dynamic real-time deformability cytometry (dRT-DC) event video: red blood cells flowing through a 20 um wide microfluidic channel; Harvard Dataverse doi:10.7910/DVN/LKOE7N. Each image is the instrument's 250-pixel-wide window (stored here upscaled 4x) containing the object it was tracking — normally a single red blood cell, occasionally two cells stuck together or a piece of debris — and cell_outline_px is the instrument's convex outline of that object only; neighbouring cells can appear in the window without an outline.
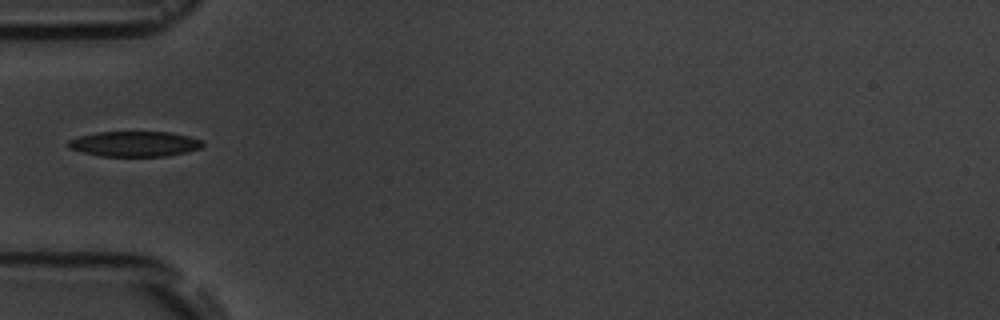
{"species": "common noctule bat (a hibernating species)", "species_latin": "Nyctalus noctula", "temperature_condition": "room temperature", "stored_images_in_passage": 6, "camera_frame_rate_fps": 3000, "um_per_image_px": 0.085, "animal": {"sex": "male", "body_mass_g": 19.5, "forearm_length_mm": 54.6}, "frame": {"image": 1, "passage_image": 1, "time_ms": 0.0, "image_size_px": [1000, 320], "cell_outline_px": [[204, 144], [200, 148], [168, 156], [100, 156], [68, 148], [68, 140], [80, 136], [96, 132], [172, 132], [188, 136], [200, 140]], "centroid_in_image_um": [11.42, 12.23], "position_along_channel_um": 73.6, "area_um2": 19.65}}
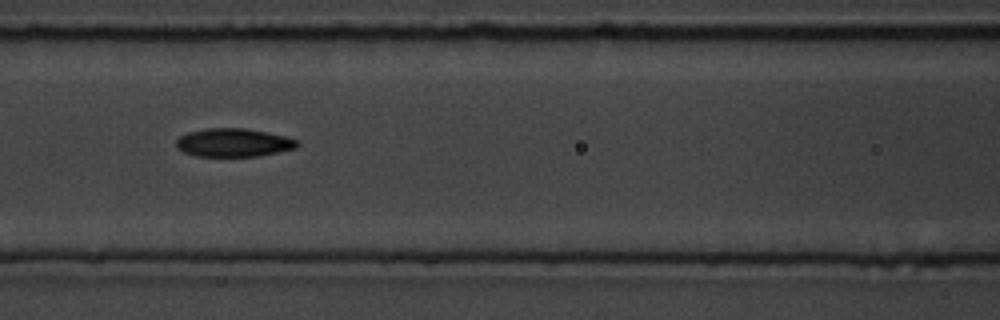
{"frame": {"image": 2, "passage_image": 3, "time_ms": 2.0, "image_size_px": [1000, 320], "cell_outline_px": [[300, 144], [296, 148], [256, 156], [196, 156], [184, 152], [176, 148], [176, 140], [180, 136], [188, 132], [208, 128], [244, 128], [284, 136], [296, 140]], "centroid_in_image_um": [19.81, 12.12], "position_along_channel_um": 146.8, "area_um2": 19.77}}
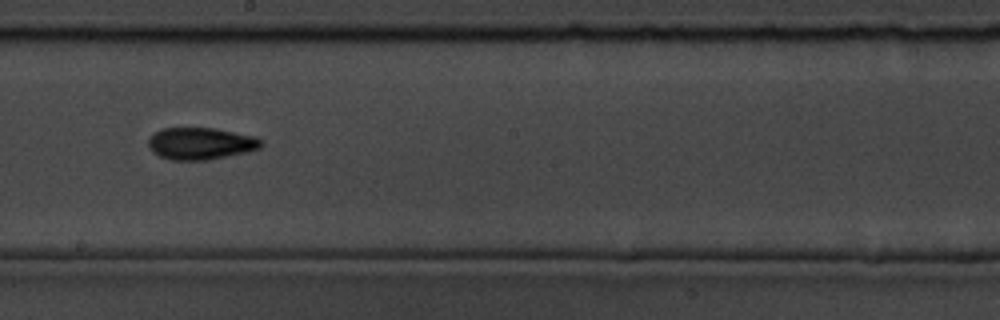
{"frame": {"image": 3, "passage_image": 5, "time_ms": 4.333, "image_size_px": [1000, 320], "cell_outline_px": [[264, 144], [260, 148], [244, 152], [208, 160], [172, 160], [160, 156], [152, 152], [148, 148], [148, 140], [156, 132], [164, 128], [216, 128], [256, 136]], "centroid_in_image_um": [17.06, 12.2], "position_along_channel_um": 231.1, "area_um2": 20.98}}